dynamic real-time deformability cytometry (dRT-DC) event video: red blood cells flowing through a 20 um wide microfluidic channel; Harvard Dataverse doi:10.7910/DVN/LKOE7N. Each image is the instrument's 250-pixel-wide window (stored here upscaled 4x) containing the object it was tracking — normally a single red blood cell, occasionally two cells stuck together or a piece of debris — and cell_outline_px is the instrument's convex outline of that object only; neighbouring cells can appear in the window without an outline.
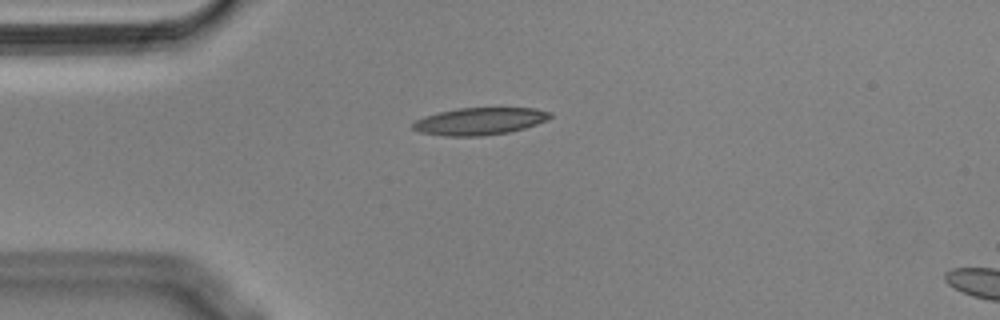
{"species": "Egyptian fruit bat (a non-hibernating species)", "species_latin": "Rousettus aegyptiacus", "temperature_condition": "cold", "stored_images_in_passage": 43, "camera_frame_rate_fps": 3000, "um_per_image_px": 0.085, "animal": {"sex": "male"}, "frame": {"image": 1, "passage_image": 1, "time_ms": 0.0, "image_size_px": [1000, 320], "cell_outline_px": [[552, 116], [548, 120], [524, 128], [508, 132], [484, 136], [444, 136], [420, 132], [412, 128], [412, 124], [416, 120], [424, 116], [440, 112], [460, 108], [536, 108], [552, 112]], "centroid_in_image_um": [40.79, 10.3], "position_along_channel_um": 44.2, "area_um2": 21.79}}
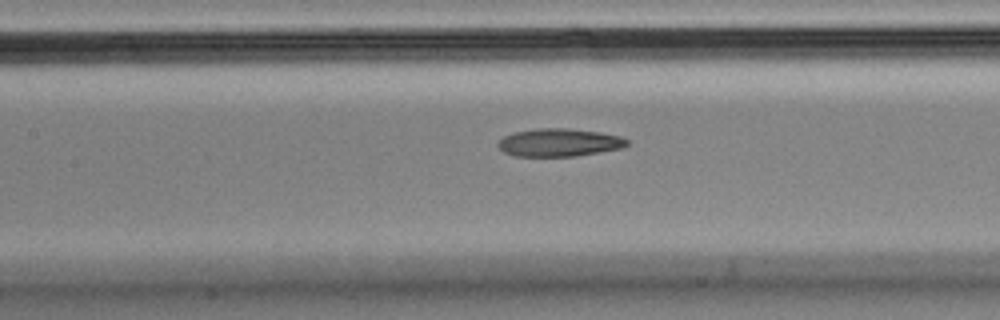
{"frame": {"image": 2, "passage_image": 12, "time_ms": 3.667, "image_size_px": [1000, 320], "cell_outline_px": [[628, 144], [620, 148], [600, 152], [576, 156], [516, 156], [504, 152], [496, 144], [504, 136], [516, 132], [536, 128], [568, 128], [600, 132], [620, 136], [628, 140]], "centroid_in_image_um": [47.53, 12.11], "position_along_channel_um": 159.9, "area_um2": 20.87}}
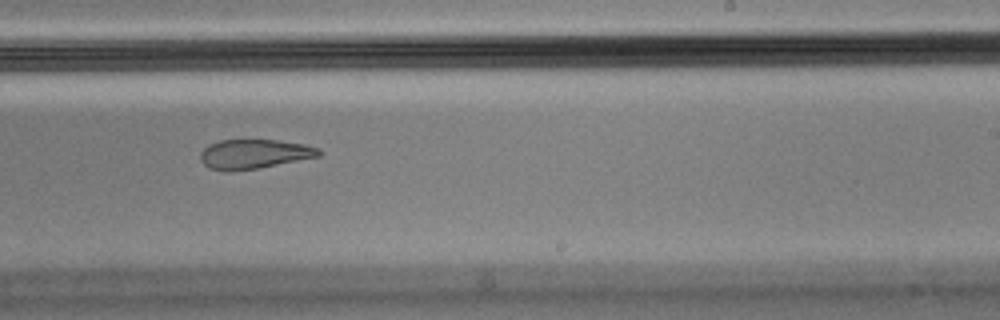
{"frame": {"image": 3, "passage_image": 21, "time_ms": 6.667, "image_size_px": [1000, 320], "cell_outline_px": [[320, 156], [260, 168], [232, 172], [224, 172], [208, 168], [200, 160], [200, 152], [208, 144], [220, 140], [276, 140], [304, 144], [320, 148]], "centroid_in_image_um": [21.56, 13.11], "position_along_channel_um": 267.4, "area_um2": 20.58}, "authors_computed_cell_mechanics": {"area_um2": 22.3686, "velocity_mm_per_s": 3.5939, "shape_relaxation_time_tau1_ms": null, "shape_relaxation_time_tau2_ms": 2.6149, "deformation_change_tau1": null, "deformation_change_tau2": 0.103}}